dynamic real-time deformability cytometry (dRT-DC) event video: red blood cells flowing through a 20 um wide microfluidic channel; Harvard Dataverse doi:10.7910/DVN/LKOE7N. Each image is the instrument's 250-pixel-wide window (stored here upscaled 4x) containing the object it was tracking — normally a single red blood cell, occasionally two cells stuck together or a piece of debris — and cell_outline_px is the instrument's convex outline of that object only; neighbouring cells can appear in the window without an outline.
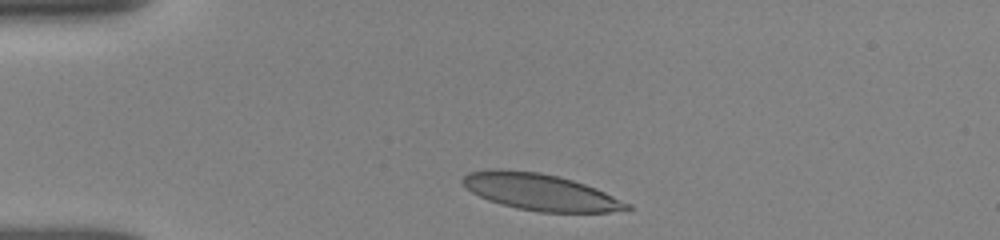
{"species": "human", "species_latin": "Homo sapiens", "temperature_condition": "room temperature", "stored_images_in_passage": 4, "camera_frame_rate_fps": 3000, "um_per_image_px": 0.085, "donor": {"sex": "female"}, "frame": {"image": 1, "passage_image": 1, "time_ms": 0.0, "image_size_px": [1000, 240], "cell_outline_px": [[632, 208], [608, 212], [540, 212], [516, 208], [500, 204], [488, 200], [472, 192], [460, 180], [468, 172], [492, 168], [500, 168], [540, 172], [572, 180], [596, 188], [632, 204]], "centroid_in_image_um": [45.91, 16.31], "position_along_channel_um": 39.1, "area_um2": 35.03}}
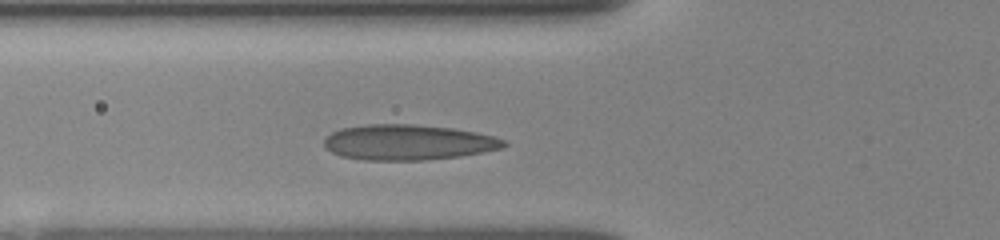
{"frame": {"image": 2, "passage_image": 4, "time_ms": 2.333, "image_size_px": [1000, 240], "cell_outline_px": [[508, 144], [504, 148], [460, 156], [424, 160], [364, 160], [340, 156], [324, 148], [324, 140], [332, 132], [340, 128], [368, 124], [412, 124], [452, 128], [476, 132], [508, 140]], "centroid_in_image_um": [34.69, 12.1], "position_along_channel_um": 91.1, "area_um2": 37.28}}